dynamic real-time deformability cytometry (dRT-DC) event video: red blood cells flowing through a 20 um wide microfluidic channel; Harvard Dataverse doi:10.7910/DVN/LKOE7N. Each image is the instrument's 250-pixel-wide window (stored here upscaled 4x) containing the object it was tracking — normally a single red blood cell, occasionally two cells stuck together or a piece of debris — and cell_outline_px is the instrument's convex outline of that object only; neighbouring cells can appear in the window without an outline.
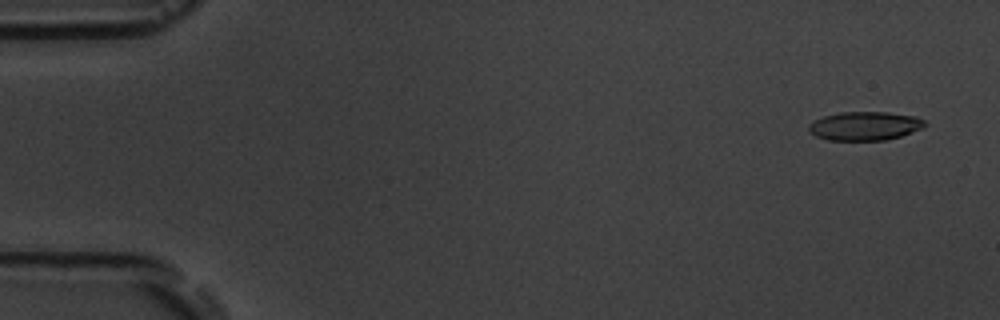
{"species": "common noctule bat (a hibernating species)", "species_latin": "Nyctalus noctula", "temperature_condition": "room temperature", "stored_images_in_passage": 5, "camera_frame_rate_fps": 3000, "um_per_image_px": 0.085, "animal": {"sex": "male", "body_mass_g": 19.5, "forearm_length_mm": 54.6}, "frame": {"image": 1, "passage_image": 1, "time_ms": 0.0, "image_size_px": [1000, 320], "cell_outline_px": [[928, 124], [920, 128], [900, 136], [884, 140], [828, 140], [816, 136], [808, 132], [808, 124], [812, 120], [824, 116], [840, 112], [888, 112], [916, 116], [924, 120]], "centroid_in_image_um": [73.46, 10.7], "position_along_channel_um": 11.5, "area_um2": 19.48}}